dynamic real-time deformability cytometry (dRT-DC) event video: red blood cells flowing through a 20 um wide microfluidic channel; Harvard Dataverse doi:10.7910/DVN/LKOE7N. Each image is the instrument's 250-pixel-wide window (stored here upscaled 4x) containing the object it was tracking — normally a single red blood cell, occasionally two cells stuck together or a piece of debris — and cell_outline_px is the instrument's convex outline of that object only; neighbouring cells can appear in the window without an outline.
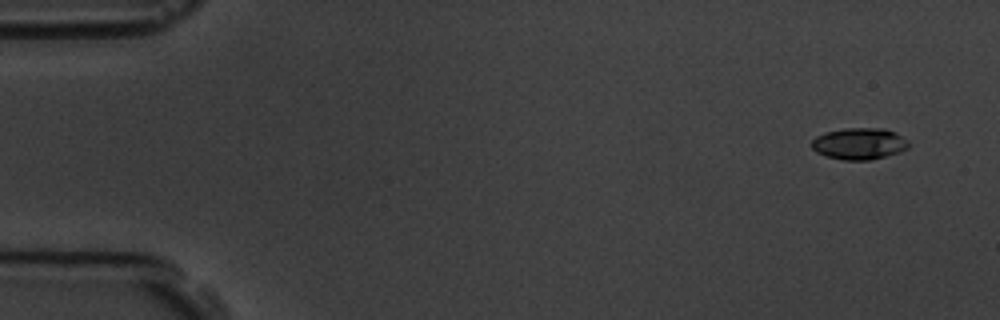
{"species": "common noctule bat (a hibernating species)", "species_latin": "Nyctalus noctula", "temperature_condition": "room temperature", "stored_images_in_passage": 5, "camera_frame_rate_fps": 3000, "um_per_image_px": 0.085, "animal": {"sex": "male", "body_mass_g": 19.5, "forearm_length_mm": 54.6}, "frame": {"image": 1, "passage_image": 1, "time_ms": 0.0, "image_size_px": [1000, 320], "cell_outline_px": [[908, 148], [900, 152], [868, 160], [844, 160], [824, 156], [816, 152], [812, 148], [812, 140], [816, 136], [824, 132], [844, 128], [884, 128], [896, 132], [908, 140]], "centroid_in_image_um": [73.02, 12.2], "position_along_channel_um": 12.0, "area_um2": 17.98}}
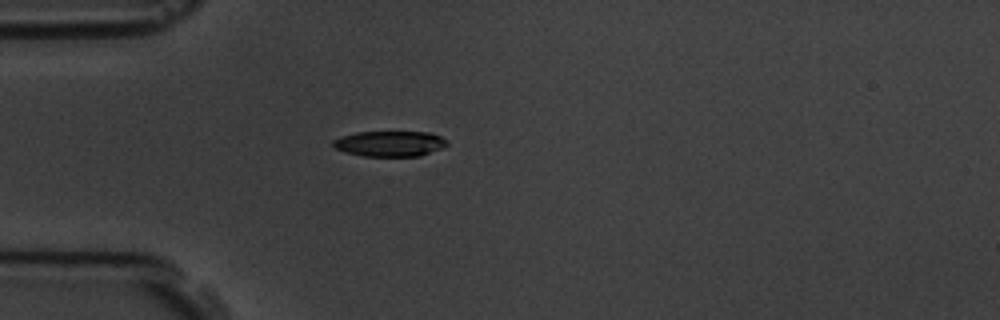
{"frame": {"image": 2, "passage_image": 5, "time_ms": 4.333, "image_size_px": [1000, 320], "cell_outline_px": [[448, 144], [440, 148], [420, 156], [364, 156], [348, 152], [336, 148], [332, 144], [332, 140], [340, 136], [356, 132], [428, 132], [440, 136], [448, 140]], "centroid_in_image_um": [33.13, 12.2], "position_along_channel_um": 51.9, "area_um2": 16.82}}